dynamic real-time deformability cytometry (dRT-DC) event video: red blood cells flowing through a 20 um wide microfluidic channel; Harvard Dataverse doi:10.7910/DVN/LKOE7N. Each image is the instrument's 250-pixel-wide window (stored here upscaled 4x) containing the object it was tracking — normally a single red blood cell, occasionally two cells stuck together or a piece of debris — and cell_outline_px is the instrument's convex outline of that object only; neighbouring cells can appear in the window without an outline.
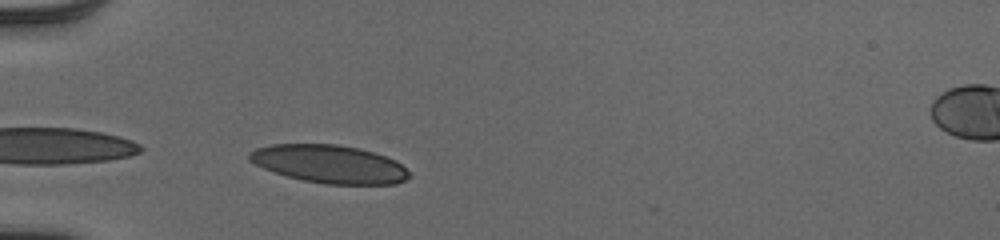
{"species": "human", "species_latin": "Homo sapiens", "temperature_condition": "cold", "stored_images_in_passage": 36, "camera_frame_rate_fps": 3000, "um_per_image_px": 0.085, "donor": {"sex": "male"}, "frame": {"image": 1, "passage_image": 1, "time_ms": 0.0, "image_size_px": [1000, 240], "cell_outline_px": [[412, 176], [408, 180], [396, 184], [324, 184], [304, 180], [288, 176], [264, 168], [248, 160], [248, 156], [256, 148], [272, 144], [336, 144], [356, 148], [372, 152], [396, 160]], "centroid_in_image_um": [28.03, 13.95], "position_along_channel_um": 57.0, "area_um2": 35.14}}
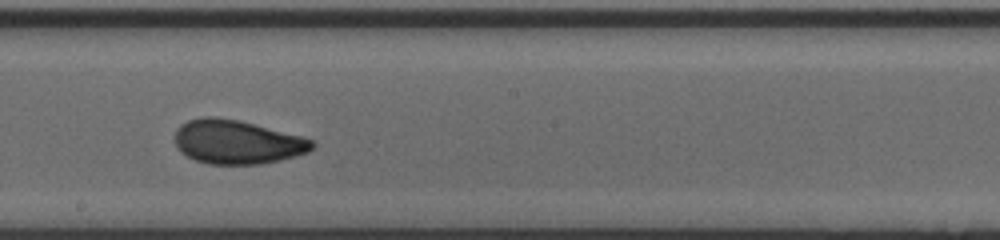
{"frame": {"image": 2, "passage_image": 15, "time_ms": 4.667, "image_size_px": [1000, 240], "cell_outline_px": [[316, 144], [308, 152], [296, 156], [280, 160], [260, 164], [208, 164], [196, 160], [180, 152], [176, 144], [176, 128], [180, 124], [188, 120], [204, 116], [216, 116], [240, 120], [304, 136], [312, 140]], "centroid_in_image_um": [20.17, 12.05], "position_along_channel_um": 228.0, "area_um2": 35.43}}
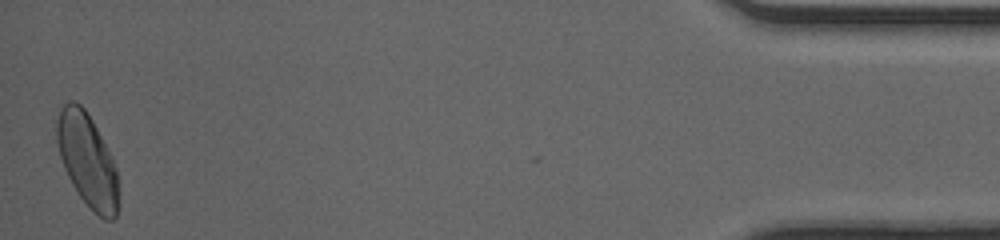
{"frame": {"image": 3, "passage_image": 36, "time_ms": 11.667, "image_size_px": [1000, 240], "cell_outline_px": [[116, 216], [112, 220], [104, 220], [92, 212], [80, 196], [72, 184], [64, 168], [60, 156], [56, 140], [56, 120], [60, 108], [68, 100], [72, 100], [80, 104], [84, 108], [92, 120], [112, 156], [116, 168]], "centroid_in_image_um": [7.38, 13.58], "position_along_channel_um": 427.8, "area_um2": 33.18}, "authors_computed_cell_mechanics": {"area_um2": 34.5933, "velocity_mm_per_s": 3.9726, "shape_relaxation_time_tau1_ms": 4.8332, "shape_relaxation_time_tau2_ms": 1.2358, "deformation_change_tau1": 0.1569, "deformation_change_tau2": 0.0698}}